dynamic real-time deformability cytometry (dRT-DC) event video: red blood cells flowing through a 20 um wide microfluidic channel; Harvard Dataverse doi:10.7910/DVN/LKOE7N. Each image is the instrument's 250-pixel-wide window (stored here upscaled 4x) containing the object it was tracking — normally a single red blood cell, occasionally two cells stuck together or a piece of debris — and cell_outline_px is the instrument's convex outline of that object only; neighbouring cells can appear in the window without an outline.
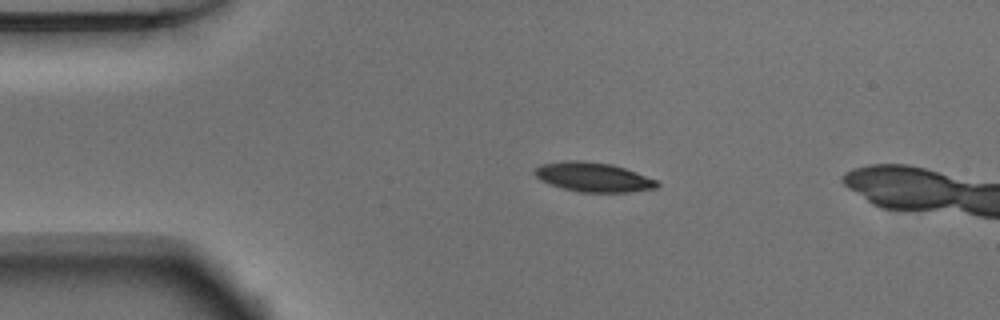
{"species": "Egyptian fruit bat (a non-hibernating species)", "species_latin": "Rousettus aegyptiacus", "temperature_condition": "warm", "stored_images_in_passage": 14, "camera_frame_rate_fps": 3000, "um_per_image_px": 0.085, "animal": {"sex": "male"}, "frame": {"image": 1, "passage_image": 10, "time_ms": 3.0, "image_size_px": [1000, 320], "cell_outline_px": [[660, 184], [656, 188], [628, 192], [580, 192], [564, 188], [540, 180], [532, 172], [540, 164], [564, 160], [580, 160], [612, 164], [636, 172], [656, 180]], "centroid_in_image_um": [50.41, 15.04], "position_along_channel_um": 34.6, "area_um2": 20.87}}